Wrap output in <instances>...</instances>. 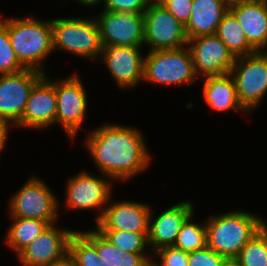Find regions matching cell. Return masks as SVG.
<instances>
[{
    "instance_id": "8d00e7d4",
    "label": "cell",
    "mask_w": 267,
    "mask_h": 266,
    "mask_svg": "<svg viewBox=\"0 0 267 266\" xmlns=\"http://www.w3.org/2000/svg\"><path fill=\"white\" fill-rule=\"evenodd\" d=\"M78 3L84 5V6H96L100 4V0H76Z\"/></svg>"
},
{
    "instance_id": "2e32d148",
    "label": "cell",
    "mask_w": 267,
    "mask_h": 266,
    "mask_svg": "<svg viewBox=\"0 0 267 266\" xmlns=\"http://www.w3.org/2000/svg\"><path fill=\"white\" fill-rule=\"evenodd\" d=\"M56 81L44 75L32 88L21 120L20 128L47 129L55 124L57 111Z\"/></svg>"
},
{
    "instance_id": "3957f363",
    "label": "cell",
    "mask_w": 267,
    "mask_h": 266,
    "mask_svg": "<svg viewBox=\"0 0 267 266\" xmlns=\"http://www.w3.org/2000/svg\"><path fill=\"white\" fill-rule=\"evenodd\" d=\"M8 34L20 64L25 69L46 75L44 60L54 52L51 20H39L33 16L9 17Z\"/></svg>"
},
{
    "instance_id": "836d02e7",
    "label": "cell",
    "mask_w": 267,
    "mask_h": 266,
    "mask_svg": "<svg viewBox=\"0 0 267 266\" xmlns=\"http://www.w3.org/2000/svg\"><path fill=\"white\" fill-rule=\"evenodd\" d=\"M14 127V125L8 120L0 117V152L5 148V143L8 140L10 127ZM1 154V153H0Z\"/></svg>"
},
{
    "instance_id": "1f68e13d",
    "label": "cell",
    "mask_w": 267,
    "mask_h": 266,
    "mask_svg": "<svg viewBox=\"0 0 267 266\" xmlns=\"http://www.w3.org/2000/svg\"><path fill=\"white\" fill-rule=\"evenodd\" d=\"M225 258L205 246L202 249L188 252V266H221Z\"/></svg>"
},
{
    "instance_id": "4fadbf2b",
    "label": "cell",
    "mask_w": 267,
    "mask_h": 266,
    "mask_svg": "<svg viewBox=\"0 0 267 266\" xmlns=\"http://www.w3.org/2000/svg\"><path fill=\"white\" fill-rule=\"evenodd\" d=\"M44 75L32 69L0 75V117L15 126L22 118L32 88Z\"/></svg>"
},
{
    "instance_id": "603a6c76",
    "label": "cell",
    "mask_w": 267,
    "mask_h": 266,
    "mask_svg": "<svg viewBox=\"0 0 267 266\" xmlns=\"http://www.w3.org/2000/svg\"><path fill=\"white\" fill-rule=\"evenodd\" d=\"M11 219L13 221L5 235V243L16 255L49 226L46 221L38 219L18 217Z\"/></svg>"
},
{
    "instance_id": "e0dca14e",
    "label": "cell",
    "mask_w": 267,
    "mask_h": 266,
    "mask_svg": "<svg viewBox=\"0 0 267 266\" xmlns=\"http://www.w3.org/2000/svg\"><path fill=\"white\" fill-rule=\"evenodd\" d=\"M194 208L192 201L184 200L167 208L157 217H153V210L150 211L147 235L150 255L160 248L174 246L183 223L194 213Z\"/></svg>"
},
{
    "instance_id": "7c38bea8",
    "label": "cell",
    "mask_w": 267,
    "mask_h": 266,
    "mask_svg": "<svg viewBox=\"0 0 267 266\" xmlns=\"http://www.w3.org/2000/svg\"><path fill=\"white\" fill-rule=\"evenodd\" d=\"M196 76L209 77L230 73L236 57L216 34L188 39Z\"/></svg>"
},
{
    "instance_id": "4316f807",
    "label": "cell",
    "mask_w": 267,
    "mask_h": 266,
    "mask_svg": "<svg viewBox=\"0 0 267 266\" xmlns=\"http://www.w3.org/2000/svg\"><path fill=\"white\" fill-rule=\"evenodd\" d=\"M191 214L183 223L173 247L185 252H192L207 246L206 223L192 221Z\"/></svg>"
},
{
    "instance_id": "ba28073f",
    "label": "cell",
    "mask_w": 267,
    "mask_h": 266,
    "mask_svg": "<svg viewBox=\"0 0 267 266\" xmlns=\"http://www.w3.org/2000/svg\"><path fill=\"white\" fill-rule=\"evenodd\" d=\"M144 45L149 51L174 50L187 46L188 38L182 25L157 0L144 11Z\"/></svg>"
},
{
    "instance_id": "e575fe53",
    "label": "cell",
    "mask_w": 267,
    "mask_h": 266,
    "mask_svg": "<svg viewBox=\"0 0 267 266\" xmlns=\"http://www.w3.org/2000/svg\"><path fill=\"white\" fill-rule=\"evenodd\" d=\"M44 266H75L74 262L71 258V256L68 254L67 256H65L64 258H62L59 261L56 262H52L48 265H44Z\"/></svg>"
},
{
    "instance_id": "d4e9b609",
    "label": "cell",
    "mask_w": 267,
    "mask_h": 266,
    "mask_svg": "<svg viewBox=\"0 0 267 266\" xmlns=\"http://www.w3.org/2000/svg\"><path fill=\"white\" fill-rule=\"evenodd\" d=\"M68 254L75 266H111L98 256L95 245L80 230L71 235Z\"/></svg>"
},
{
    "instance_id": "ac0fdd59",
    "label": "cell",
    "mask_w": 267,
    "mask_h": 266,
    "mask_svg": "<svg viewBox=\"0 0 267 266\" xmlns=\"http://www.w3.org/2000/svg\"><path fill=\"white\" fill-rule=\"evenodd\" d=\"M108 202L100 220L94 225L98 230L148 232L150 205L134 201Z\"/></svg>"
},
{
    "instance_id": "d590c367",
    "label": "cell",
    "mask_w": 267,
    "mask_h": 266,
    "mask_svg": "<svg viewBox=\"0 0 267 266\" xmlns=\"http://www.w3.org/2000/svg\"><path fill=\"white\" fill-rule=\"evenodd\" d=\"M221 266H241L237 258H225Z\"/></svg>"
},
{
    "instance_id": "8fae6325",
    "label": "cell",
    "mask_w": 267,
    "mask_h": 266,
    "mask_svg": "<svg viewBox=\"0 0 267 266\" xmlns=\"http://www.w3.org/2000/svg\"><path fill=\"white\" fill-rule=\"evenodd\" d=\"M102 47L143 46V13L110 12L103 10L96 16Z\"/></svg>"
},
{
    "instance_id": "cb8c5ba5",
    "label": "cell",
    "mask_w": 267,
    "mask_h": 266,
    "mask_svg": "<svg viewBox=\"0 0 267 266\" xmlns=\"http://www.w3.org/2000/svg\"><path fill=\"white\" fill-rule=\"evenodd\" d=\"M215 34L235 57L247 56L256 52L248 44L240 23L229 10L223 16Z\"/></svg>"
},
{
    "instance_id": "6da1fadb",
    "label": "cell",
    "mask_w": 267,
    "mask_h": 266,
    "mask_svg": "<svg viewBox=\"0 0 267 266\" xmlns=\"http://www.w3.org/2000/svg\"><path fill=\"white\" fill-rule=\"evenodd\" d=\"M143 137L133 126L107 123L89 131L85 147L101 175L125 182L150 165L151 155Z\"/></svg>"
},
{
    "instance_id": "f1b7e54d",
    "label": "cell",
    "mask_w": 267,
    "mask_h": 266,
    "mask_svg": "<svg viewBox=\"0 0 267 266\" xmlns=\"http://www.w3.org/2000/svg\"><path fill=\"white\" fill-rule=\"evenodd\" d=\"M25 68L18 61L8 34V17L0 16V75L14 74Z\"/></svg>"
},
{
    "instance_id": "5b68a950",
    "label": "cell",
    "mask_w": 267,
    "mask_h": 266,
    "mask_svg": "<svg viewBox=\"0 0 267 266\" xmlns=\"http://www.w3.org/2000/svg\"><path fill=\"white\" fill-rule=\"evenodd\" d=\"M197 76L188 46L174 50L149 51L144 57V80L161 85L185 84L190 87Z\"/></svg>"
},
{
    "instance_id": "8992f818",
    "label": "cell",
    "mask_w": 267,
    "mask_h": 266,
    "mask_svg": "<svg viewBox=\"0 0 267 266\" xmlns=\"http://www.w3.org/2000/svg\"><path fill=\"white\" fill-rule=\"evenodd\" d=\"M230 74L235 82L238 101L249 115L267 94V51L236 57Z\"/></svg>"
},
{
    "instance_id": "74e56055",
    "label": "cell",
    "mask_w": 267,
    "mask_h": 266,
    "mask_svg": "<svg viewBox=\"0 0 267 266\" xmlns=\"http://www.w3.org/2000/svg\"><path fill=\"white\" fill-rule=\"evenodd\" d=\"M228 6L238 4V3H247V2H258V1H263V0H226Z\"/></svg>"
},
{
    "instance_id": "30bf717a",
    "label": "cell",
    "mask_w": 267,
    "mask_h": 266,
    "mask_svg": "<svg viewBox=\"0 0 267 266\" xmlns=\"http://www.w3.org/2000/svg\"><path fill=\"white\" fill-rule=\"evenodd\" d=\"M57 111L55 124H62L67 136L72 140L77 136L85 120L88 96L84 84L77 74L63 80H56Z\"/></svg>"
},
{
    "instance_id": "4dcf8cb0",
    "label": "cell",
    "mask_w": 267,
    "mask_h": 266,
    "mask_svg": "<svg viewBox=\"0 0 267 266\" xmlns=\"http://www.w3.org/2000/svg\"><path fill=\"white\" fill-rule=\"evenodd\" d=\"M152 0H100L110 12L144 13Z\"/></svg>"
},
{
    "instance_id": "9c48e42d",
    "label": "cell",
    "mask_w": 267,
    "mask_h": 266,
    "mask_svg": "<svg viewBox=\"0 0 267 266\" xmlns=\"http://www.w3.org/2000/svg\"><path fill=\"white\" fill-rule=\"evenodd\" d=\"M112 182L108 176L96 177L86 171L70 177L67 183L65 206L70 210H98L95 224L104 213L107 203L112 197Z\"/></svg>"
},
{
    "instance_id": "52a82bcc",
    "label": "cell",
    "mask_w": 267,
    "mask_h": 266,
    "mask_svg": "<svg viewBox=\"0 0 267 266\" xmlns=\"http://www.w3.org/2000/svg\"><path fill=\"white\" fill-rule=\"evenodd\" d=\"M57 198L44 180L33 174L11 197L10 217L38 219L49 225L57 223L61 206Z\"/></svg>"
},
{
    "instance_id": "f546056e",
    "label": "cell",
    "mask_w": 267,
    "mask_h": 266,
    "mask_svg": "<svg viewBox=\"0 0 267 266\" xmlns=\"http://www.w3.org/2000/svg\"><path fill=\"white\" fill-rule=\"evenodd\" d=\"M160 263L152 260L151 266H188V252L177 249L173 246L163 247L153 253Z\"/></svg>"
},
{
    "instance_id": "7a4b0ae2",
    "label": "cell",
    "mask_w": 267,
    "mask_h": 266,
    "mask_svg": "<svg viewBox=\"0 0 267 266\" xmlns=\"http://www.w3.org/2000/svg\"><path fill=\"white\" fill-rule=\"evenodd\" d=\"M207 246L226 258H236L267 222L246 210L212 215L206 219Z\"/></svg>"
},
{
    "instance_id": "9a60e30c",
    "label": "cell",
    "mask_w": 267,
    "mask_h": 266,
    "mask_svg": "<svg viewBox=\"0 0 267 266\" xmlns=\"http://www.w3.org/2000/svg\"><path fill=\"white\" fill-rule=\"evenodd\" d=\"M49 225L17 255L22 266H44L64 258L69 253V240L74 230Z\"/></svg>"
},
{
    "instance_id": "484cf974",
    "label": "cell",
    "mask_w": 267,
    "mask_h": 266,
    "mask_svg": "<svg viewBox=\"0 0 267 266\" xmlns=\"http://www.w3.org/2000/svg\"><path fill=\"white\" fill-rule=\"evenodd\" d=\"M111 244L126 253L147 254L149 250L148 232H128L119 230H99Z\"/></svg>"
},
{
    "instance_id": "7402d4cb",
    "label": "cell",
    "mask_w": 267,
    "mask_h": 266,
    "mask_svg": "<svg viewBox=\"0 0 267 266\" xmlns=\"http://www.w3.org/2000/svg\"><path fill=\"white\" fill-rule=\"evenodd\" d=\"M81 232L95 245L98 256L111 266H151L152 260L147 254L126 253L121 251L96 228Z\"/></svg>"
},
{
    "instance_id": "277c9868",
    "label": "cell",
    "mask_w": 267,
    "mask_h": 266,
    "mask_svg": "<svg viewBox=\"0 0 267 266\" xmlns=\"http://www.w3.org/2000/svg\"><path fill=\"white\" fill-rule=\"evenodd\" d=\"M53 49L89 59H99L102 52L96 18H55L51 20Z\"/></svg>"
},
{
    "instance_id": "d6986e66",
    "label": "cell",
    "mask_w": 267,
    "mask_h": 266,
    "mask_svg": "<svg viewBox=\"0 0 267 266\" xmlns=\"http://www.w3.org/2000/svg\"><path fill=\"white\" fill-rule=\"evenodd\" d=\"M229 11L240 23L248 44L255 51H267V3H238L229 6Z\"/></svg>"
},
{
    "instance_id": "5bb4252c",
    "label": "cell",
    "mask_w": 267,
    "mask_h": 266,
    "mask_svg": "<svg viewBox=\"0 0 267 266\" xmlns=\"http://www.w3.org/2000/svg\"><path fill=\"white\" fill-rule=\"evenodd\" d=\"M142 46L102 47L100 60L106 65L111 77L120 89L136 87L144 80V56Z\"/></svg>"
},
{
    "instance_id": "44dd1931",
    "label": "cell",
    "mask_w": 267,
    "mask_h": 266,
    "mask_svg": "<svg viewBox=\"0 0 267 266\" xmlns=\"http://www.w3.org/2000/svg\"><path fill=\"white\" fill-rule=\"evenodd\" d=\"M203 79V98L213 110L223 113L228 111L247 113L238 101L235 82L230 73Z\"/></svg>"
},
{
    "instance_id": "d6a6232c",
    "label": "cell",
    "mask_w": 267,
    "mask_h": 266,
    "mask_svg": "<svg viewBox=\"0 0 267 266\" xmlns=\"http://www.w3.org/2000/svg\"><path fill=\"white\" fill-rule=\"evenodd\" d=\"M182 25L186 26L191 16L193 0H157Z\"/></svg>"
},
{
    "instance_id": "ffe728a7",
    "label": "cell",
    "mask_w": 267,
    "mask_h": 266,
    "mask_svg": "<svg viewBox=\"0 0 267 266\" xmlns=\"http://www.w3.org/2000/svg\"><path fill=\"white\" fill-rule=\"evenodd\" d=\"M191 9L190 19L185 26L188 39L215 34L229 6L226 0H193Z\"/></svg>"
},
{
    "instance_id": "83f0119b",
    "label": "cell",
    "mask_w": 267,
    "mask_h": 266,
    "mask_svg": "<svg viewBox=\"0 0 267 266\" xmlns=\"http://www.w3.org/2000/svg\"><path fill=\"white\" fill-rule=\"evenodd\" d=\"M236 258L241 266H267V223L247 242Z\"/></svg>"
}]
</instances>
